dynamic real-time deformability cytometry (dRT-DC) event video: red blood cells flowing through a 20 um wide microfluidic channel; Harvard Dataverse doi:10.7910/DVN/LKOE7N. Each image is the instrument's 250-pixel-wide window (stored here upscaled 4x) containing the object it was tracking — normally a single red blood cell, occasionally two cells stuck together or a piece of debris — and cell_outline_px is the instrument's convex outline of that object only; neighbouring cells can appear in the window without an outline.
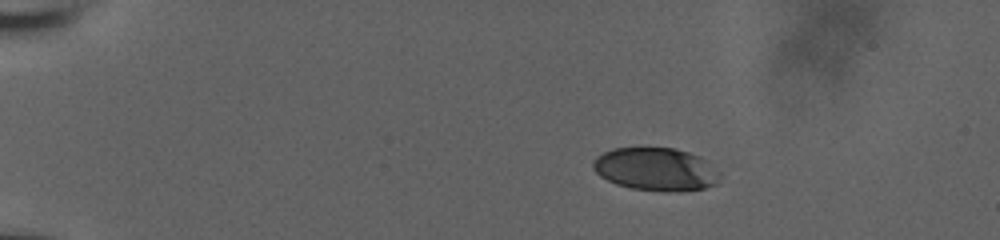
{"species": "human", "species_latin": "Homo sapiens", "temperature_condition": "room temperature", "stored_images_in_passage": 46, "camera_frame_rate_fps": 3000, "um_per_image_px": 0.085, "donor": {"sex": "male"}, "frame": {"image": 1, "passage_image": 1, "time_ms": 0.0, "image_size_px": [1000, 240], "cell_outline_px": [[720, 176], [716, 184], [704, 188], [680, 192], [668, 192], [632, 188], [616, 184], [600, 176], [592, 168], [592, 164], [596, 156], [612, 148], [672, 148], [688, 152], [700, 156], [720, 172]], "centroid_in_image_um": [55.75, 14.39], "position_along_channel_um": 29.3, "area_um2": 31.85}}
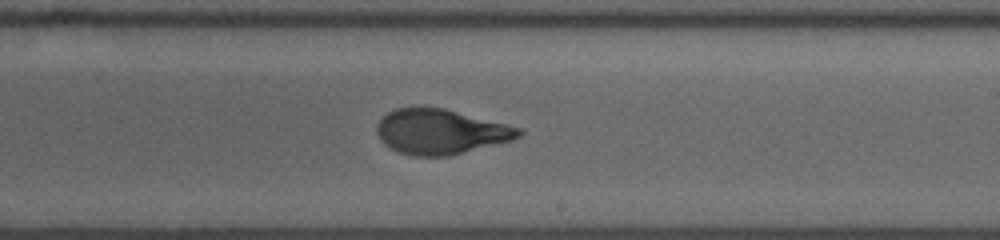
{"frame": {"image": 2, "passage_image": 26, "time_ms": 8.333, "image_size_px": [1000, 240], "cell_outline_px": [[524, 132], [520, 136], [512, 140], [448, 156], [412, 156], [400, 152], [384, 144], [376, 132], [376, 124], [388, 112], [396, 108], [444, 108], [520, 128]], "centroid_in_image_um": [37.43, 11.2], "position_along_channel_um": 251.6, "area_um2": 36.7}}
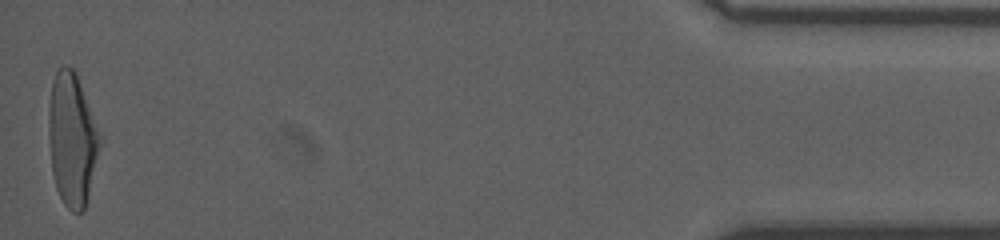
{"frame": {"image": 3, "passage_image": 46, "time_ms": 15.0, "image_size_px": [1000, 240], "cell_outline_px": [[100, 144], [88, 196], [84, 212], [72, 212], [64, 204], [56, 188], [52, 172], [48, 132], [48, 108], [52, 80], [56, 72], [64, 64], [72, 68], [76, 72], [100, 136]], "centroid_in_image_um": [6.09, 11.84], "position_along_channel_um": 429.1, "area_um2": 39.25}, "authors_computed_cell_mechanics": {"area_um2": 37.4544, "velocity_mm_per_s": 3.8756, "shape_relaxation_time_tau1_ms": 4.4, "shape_relaxation_time_tau2_ms": 0.843, "deformation_change_tau1": 0.1936, "deformation_change_tau2": 0.0765}}